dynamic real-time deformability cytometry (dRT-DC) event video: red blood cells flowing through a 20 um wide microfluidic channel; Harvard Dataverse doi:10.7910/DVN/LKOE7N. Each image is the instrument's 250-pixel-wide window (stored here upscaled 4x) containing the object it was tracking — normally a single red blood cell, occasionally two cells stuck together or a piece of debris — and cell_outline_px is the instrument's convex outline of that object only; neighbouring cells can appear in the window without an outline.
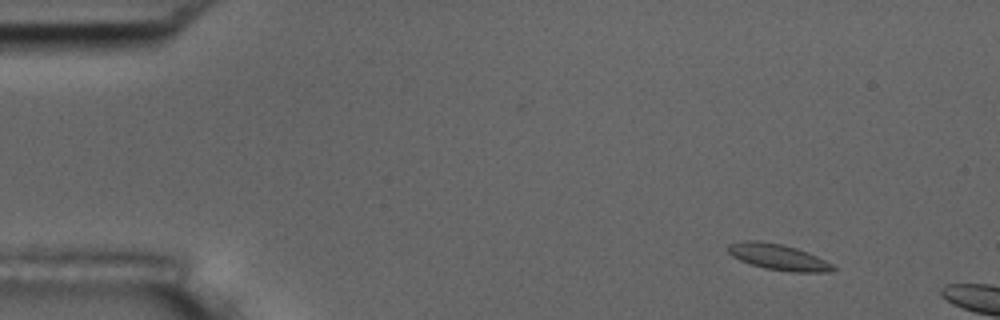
{"species": "common noctule bat (a hibernating species)", "species_latin": "Nyctalus noctula", "temperature_condition": "room temperature", "stored_images_in_passage": 6, "camera_frame_rate_fps": 3000, "um_per_image_px": 0.085, "animal": {"sex": "male", "body_mass_g": 17.5, "forearm_length_mm": 52.3}, "frame": {"image": 1, "passage_image": 2, "time_ms": 1.333, "image_size_px": [1000, 320], "cell_outline_px": [[836, 268], [828, 272], [788, 272], [764, 268], [740, 260], [732, 256], [728, 252], [728, 244], [744, 240], [756, 240], [780, 244], [796, 248], [816, 256], [832, 264]], "centroid_in_image_um": [66.12, 21.85], "position_along_channel_um": 18.9, "area_um2": 15.72}}